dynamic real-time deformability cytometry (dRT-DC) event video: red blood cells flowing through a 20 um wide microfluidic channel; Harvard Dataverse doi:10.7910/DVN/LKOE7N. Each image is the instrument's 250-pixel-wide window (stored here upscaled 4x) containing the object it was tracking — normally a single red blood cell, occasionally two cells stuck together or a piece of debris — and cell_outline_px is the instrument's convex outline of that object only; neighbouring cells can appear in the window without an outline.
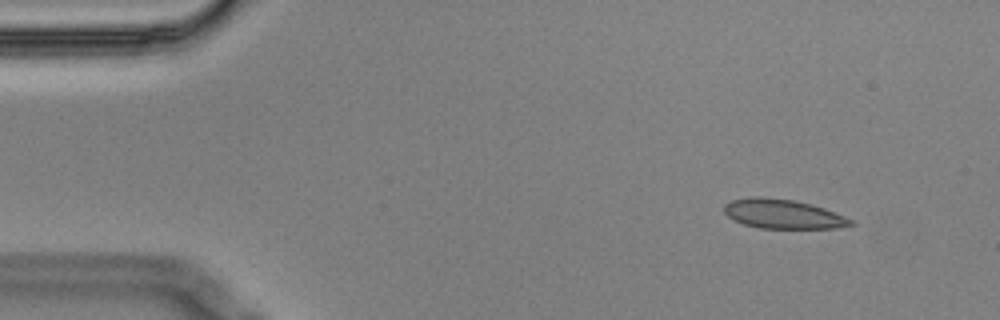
{"species": "Egyptian fruit bat (a non-hibernating species)", "species_latin": "Rousettus aegyptiacus", "temperature_condition": "cold", "stored_images_in_passage": 5, "segment_of_instrument_passage": [1, 2], "camera_frame_rate_fps": 3000, "um_per_image_px": 0.085, "animal": {"sex": "male"}, "frame": {"image": 1, "passage_image": 2, "time_ms": 0.333, "image_size_px": [1000, 320], "cell_outline_px": [[856, 224], [836, 228], [760, 228], [744, 224], [728, 216], [724, 212], [724, 204], [732, 200], [752, 196], [760, 196], [792, 200], [812, 204], [824, 208], [844, 216], [852, 220]], "centroid_in_image_um": [66.55, 18.18], "position_along_channel_um": 18.5, "area_um2": 21.5}}